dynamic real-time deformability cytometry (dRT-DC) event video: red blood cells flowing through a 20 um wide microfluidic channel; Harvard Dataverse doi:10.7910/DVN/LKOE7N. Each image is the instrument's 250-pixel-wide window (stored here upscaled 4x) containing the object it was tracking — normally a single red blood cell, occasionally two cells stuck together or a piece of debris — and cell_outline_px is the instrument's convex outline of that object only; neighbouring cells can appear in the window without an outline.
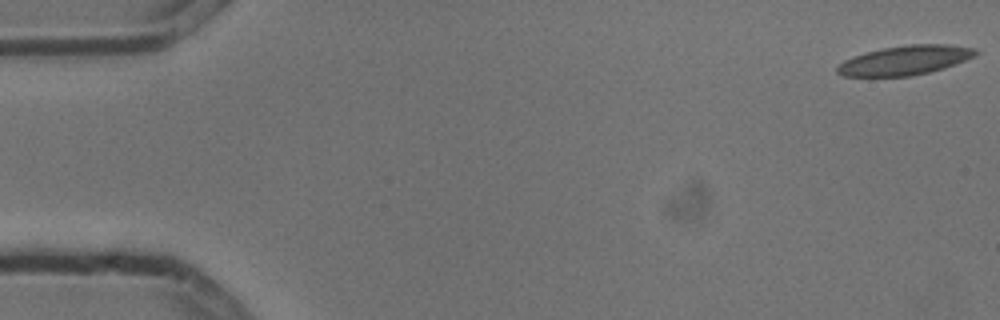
{"species": "common noctule bat (a hibernating species)", "species_latin": "Nyctalus noctula", "temperature_condition": "cold", "stored_images_in_passage": 6, "camera_frame_rate_fps": 3000, "um_per_image_px": 0.085, "animal": {"sex": "male", "body_mass_g": 13.3}, "frame": {"image": 1, "passage_image": 1, "time_ms": 0.0, "image_size_px": [1000, 320], "cell_outline_px": [[980, 52], [976, 56], [956, 64], [944, 68], [912, 76], [844, 76], [836, 72], [836, 68], [844, 60], [852, 56], [884, 48], [908, 44], [948, 44], [976, 48]], "centroid_in_image_um": [76.98, 5.11], "position_along_channel_um": 8.0, "area_um2": 23.7}}
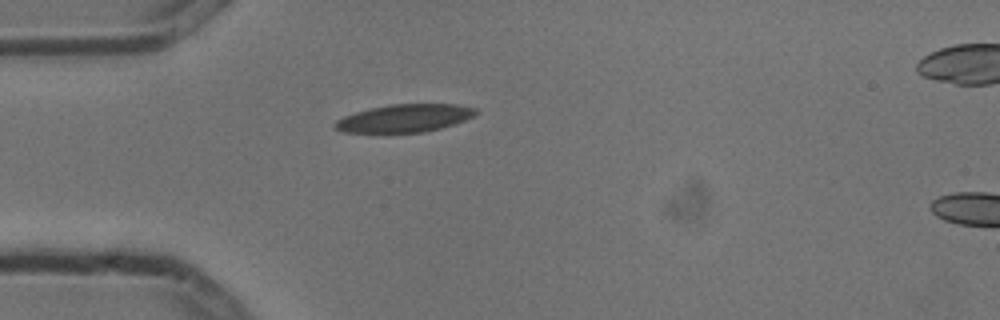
{"frame": {"image": 2, "passage_image": 5, "time_ms": 1.333, "image_size_px": [1000, 320], "cell_outline_px": [[480, 112], [464, 120], [440, 128], [424, 132], [344, 132], [336, 128], [332, 124], [336, 120], [344, 116], [356, 112], [372, 108], [392, 104], [456, 104], [476, 108]], "centroid_in_image_um": [34.4, 10.04], "position_along_channel_um": 50.6, "area_um2": 22.54}}